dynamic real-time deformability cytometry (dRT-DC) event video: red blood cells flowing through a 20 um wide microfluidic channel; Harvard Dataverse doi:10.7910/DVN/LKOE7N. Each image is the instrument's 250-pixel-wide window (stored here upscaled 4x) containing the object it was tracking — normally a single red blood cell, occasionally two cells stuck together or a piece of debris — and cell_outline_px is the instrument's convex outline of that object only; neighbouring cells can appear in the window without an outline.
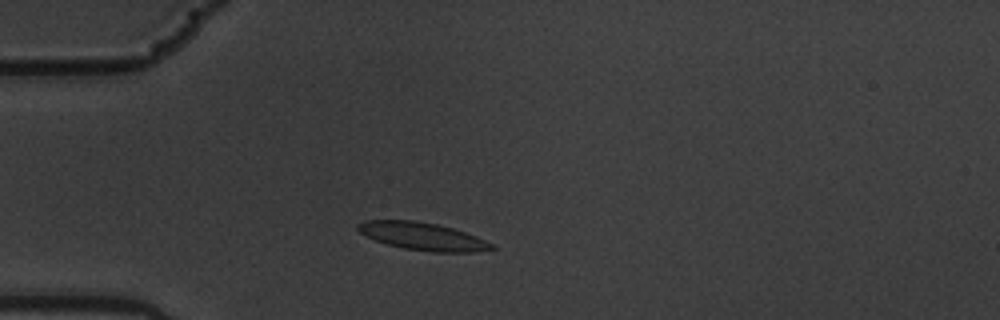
{"species": "common noctule bat (a hibernating species)", "species_latin": "Nyctalus noctula", "temperature_condition": "warm", "stored_images_in_passage": 5, "camera_frame_rate_fps": 3000, "um_per_image_px": 0.085, "animal": {"sex": "male", "body_mass_g": 19.5, "forearm_length_mm": 54.6}, "frame": {"image": 1, "passage_image": 2, "time_ms": 0.333, "image_size_px": [1000, 320], "cell_outline_px": [[500, 248], [476, 252], [432, 252], [404, 248], [388, 244], [364, 236], [356, 228], [356, 224], [364, 220], [416, 220], [436, 224], [452, 228], [476, 236]], "centroid_in_image_um": [35.91, 20.08], "position_along_channel_um": 49.1, "area_um2": 21.62}}
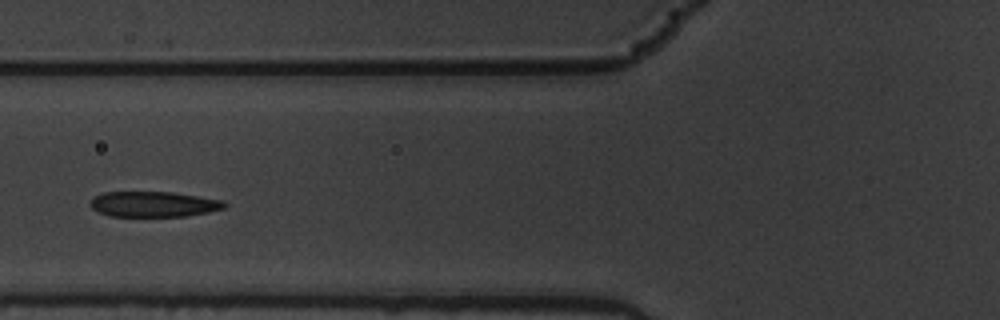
{"frame": {"image": 2, "passage_image": 4, "time_ms": 1.0, "image_size_px": [1000, 320], "cell_outline_px": [[228, 204], [224, 208], [208, 212], [188, 216], [108, 216], [92, 208], [88, 204], [96, 196], [104, 192], [172, 192], [224, 200]], "centroid_in_image_um": [13.09, 17.35], "position_along_channel_um": 112.7, "area_um2": 19.88}}
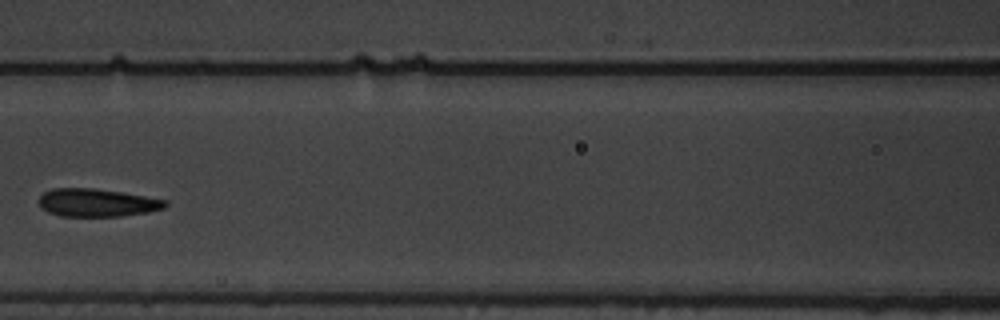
{"frame": {"image": 3, "passage_image": 5, "time_ms": 1.333, "image_size_px": [1000, 320], "cell_outline_px": [[168, 204], [164, 208], [148, 212], [120, 216], [60, 216], [48, 212], [40, 204], [40, 196], [44, 192], [52, 188], [96, 188], [168, 200]], "centroid_in_image_um": [8.26, 17.22], "position_along_channel_um": 158.3, "area_um2": 20.46}}